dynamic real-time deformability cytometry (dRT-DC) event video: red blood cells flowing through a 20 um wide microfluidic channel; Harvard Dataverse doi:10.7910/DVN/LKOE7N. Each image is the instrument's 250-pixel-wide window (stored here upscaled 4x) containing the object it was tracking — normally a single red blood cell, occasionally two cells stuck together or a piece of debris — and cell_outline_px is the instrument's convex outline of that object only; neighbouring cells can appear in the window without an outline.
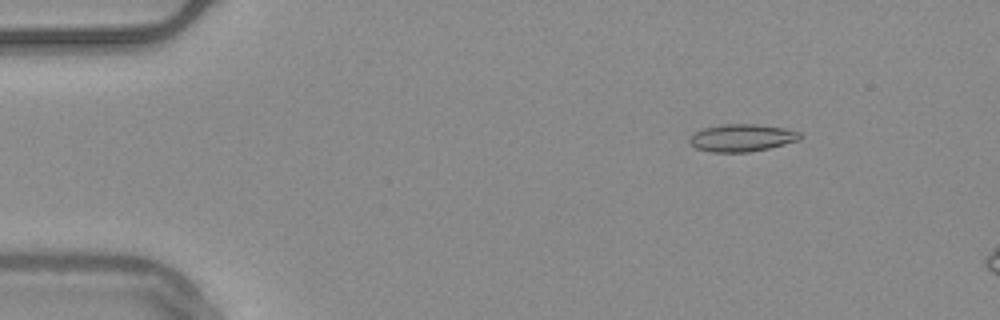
{"species": "common noctule bat (a hibernating species)", "species_latin": "Nyctalus noctula", "temperature_condition": "warm", "stored_images_in_passage": 14, "camera_frame_rate_fps": 3000, "um_per_image_px": 0.085, "animal": {"sex": "male", "body_mass_g": 20.4}, "frame": {"image": 1, "passage_image": 8, "time_ms": 2.333, "image_size_px": [1000, 320], "cell_outline_px": [[800, 136], [796, 140], [784, 144], [768, 148], [748, 152], [712, 152], [696, 148], [688, 140], [688, 136], [704, 128], [724, 124], [756, 124], [784, 128], [800, 132]], "centroid_in_image_um": [63.01, 11.71], "position_along_channel_um": 22.0, "area_um2": 17.4}}